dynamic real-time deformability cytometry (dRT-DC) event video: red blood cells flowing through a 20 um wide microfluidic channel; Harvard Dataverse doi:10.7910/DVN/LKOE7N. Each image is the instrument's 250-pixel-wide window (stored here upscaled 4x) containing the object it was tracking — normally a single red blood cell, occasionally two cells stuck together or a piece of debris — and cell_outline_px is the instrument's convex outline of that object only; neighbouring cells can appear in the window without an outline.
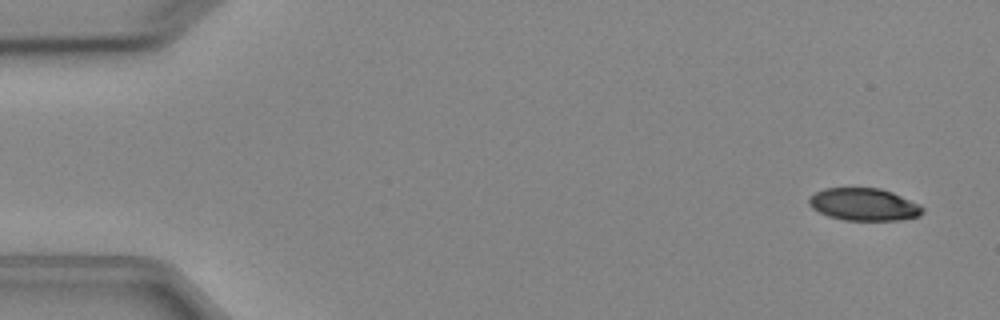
{"species": "Egyptian fruit bat (a non-hibernating species)", "species_latin": "Rousettus aegyptiacus", "temperature_condition": "cold", "stored_images_in_passage": 4, "camera_frame_rate_fps": 3000, "um_per_image_px": 0.085, "animal": {"sex": "female"}, "frame": {"image": 1, "passage_image": 1, "time_ms": 0.0, "image_size_px": [1000, 320], "cell_outline_px": [[924, 212], [920, 216], [896, 220], [844, 220], [828, 216], [812, 208], [808, 204], [808, 200], [816, 192], [824, 188], [880, 188], [892, 192], [920, 204], [924, 208]], "centroid_in_image_um": [73.45, 17.38], "position_along_channel_um": 11.6, "area_um2": 21.44}}
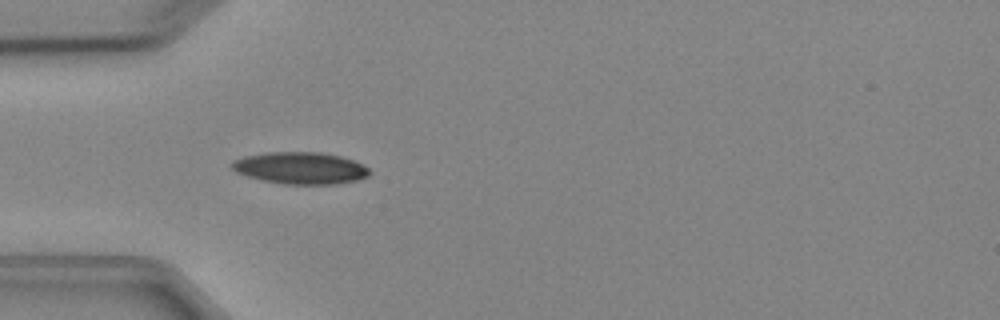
{"frame": {"image": 2, "passage_image": 4, "time_ms": 4.333, "image_size_px": [1000, 320], "cell_outline_px": [[372, 172], [368, 176], [356, 180], [336, 184], [284, 184], [264, 180], [248, 176], [236, 172], [232, 168], [232, 160], [244, 156], [268, 152], [320, 152], [340, 156], [352, 160], [368, 168]], "centroid_in_image_um": [25.53, 14.28], "position_along_channel_um": 59.5, "area_um2": 25.43}}